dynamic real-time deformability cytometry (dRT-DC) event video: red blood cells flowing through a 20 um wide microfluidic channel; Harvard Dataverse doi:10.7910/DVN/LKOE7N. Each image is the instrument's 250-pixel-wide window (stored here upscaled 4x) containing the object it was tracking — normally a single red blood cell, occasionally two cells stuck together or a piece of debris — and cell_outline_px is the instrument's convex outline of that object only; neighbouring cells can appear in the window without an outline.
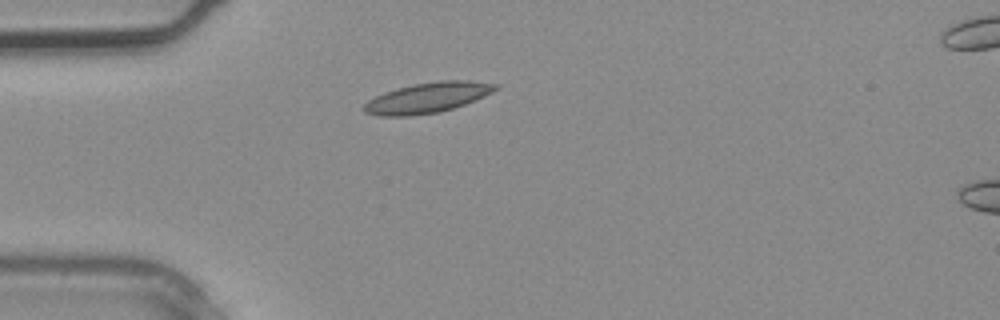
{"species": "common noctule bat (a hibernating species)", "species_latin": "Nyctalus noctula", "temperature_condition": "warm", "stored_images_in_passage": 2, "camera_frame_rate_fps": 3000, "um_per_image_px": 0.085, "animal": {"sex": "male", "body_mass_g": 20.4}, "frame": {"image": 1, "passage_image": 1, "time_ms": 0.0, "image_size_px": [1000, 320], "cell_outline_px": [[500, 88], [476, 100], [440, 112], [408, 116], [380, 116], [364, 112], [364, 104], [368, 100], [384, 92], [396, 88], [412, 84], [440, 80], [468, 80], [500, 84]], "centroid_in_image_um": [36.36, 8.29], "position_along_channel_um": 48.6, "area_um2": 23.35}}